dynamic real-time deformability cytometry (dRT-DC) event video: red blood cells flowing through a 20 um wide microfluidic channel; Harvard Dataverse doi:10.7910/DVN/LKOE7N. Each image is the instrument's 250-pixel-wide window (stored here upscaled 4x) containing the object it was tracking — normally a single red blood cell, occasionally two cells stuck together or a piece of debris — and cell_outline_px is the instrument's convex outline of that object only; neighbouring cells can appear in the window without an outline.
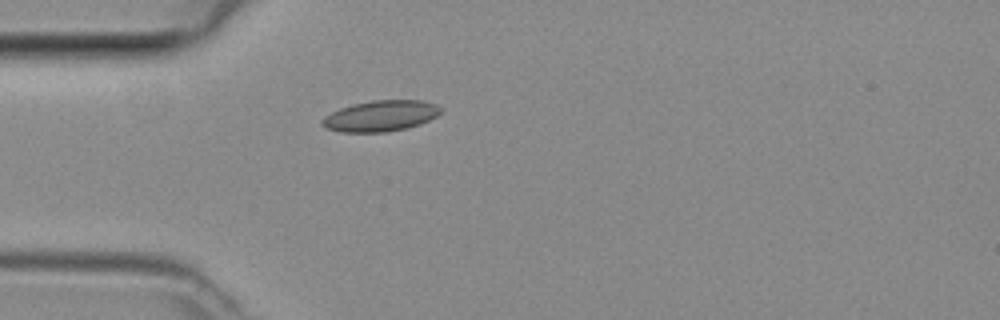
{"species": "common noctule bat (a hibernating species)", "species_latin": "Nyctalus noctula", "temperature_condition": "room temperature", "stored_images_in_passage": 2, "camera_frame_rate_fps": 3000, "um_per_image_px": 0.085, "animal": {"sex": "female", "body_mass_g": 29.2, "forearm_length_mm": 56.3}, "frame": {"image": 1, "passage_image": 2, "time_ms": 0.333, "image_size_px": [1000, 320], "cell_outline_px": [[444, 112], [420, 124], [388, 132], [340, 132], [328, 128], [320, 124], [320, 120], [332, 112], [340, 108], [352, 104], [372, 100], [420, 100], [436, 104]], "centroid_in_image_um": [32.35, 9.85], "position_along_channel_um": 52.6, "area_um2": 21.33}}